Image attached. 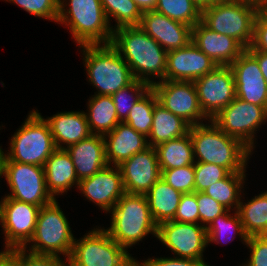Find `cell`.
I'll list each match as a JSON object with an SVG mask.
<instances>
[{
	"instance_id": "cell-1",
	"label": "cell",
	"mask_w": 267,
	"mask_h": 266,
	"mask_svg": "<svg viewBox=\"0 0 267 266\" xmlns=\"http://www.w3.org/2000/svg\"><path fill=\"white\" fill-rule=\"evenodd\" d=\"M111 45L124 57L135 80L150 86L155 83L152 75L159 82L165 80L167 52L139 26L114 29Z\"/></svg>"
},
{
	"instance_id": "cell-2",
	"label": "cell",
	"mask_w": 267,
	"mask_h": 266,
	"mask_svg": "<svg viewBox=\"0 0 267 266\" xmlns=\"http://www.w3.org/2000/svg\"><path fill=\"white\" fill-rule=\"evenodd\" d=\"M211 125L190 126L195 162L212 163L230 173H245L251 150L237 138L228 136L210 120Z\"/></svg>"
},
{
	"instance_id": "cell-3",
	"label": "cell",
	"mask_w": 267,
	"mask_h": 266,
	"mask_svg": "<svg viewBox=\"0 0 267 266\" xmlns=\"http://www.w3.org/2000/svg\"><path fill=\"white\" fill-rule=\"evenodd\" d=\"M110 212L111 226L104 230L126 251L149 233L157 237L146 195L125 193Z\"/></svg>"
},
{
	"instance_id": "cell-4",
	"label": "cell",
	"mask_w": 267,
	"mask_h": 266,
	"mask_svg": "<svg viewBox=\"0 0 267 266\" xmlns=\"http://www.w3.org/2000/svg\"><path fill=\"white\" fill-rule=\"evenodd\" d=\"M65 1L59 0L57 23L69 26L77 44H111L114 28L110 27L100 0ZM66 5L69 9L65 8Z\"/></svg>"
},
{
	"instance_id": "cell-5",
	"label": "cell",
	"mask_w": 267,
	"mask_h": 266,
	"mask_svg": "<svg viewBox=\"0 0 267 266\" xmlns=\"http://www.w3.org/2000/svg\"><path fill=\"white\" fill-rule=\"evenodd\" d=\"M84 63L95 95L111 96L135 79L130 67L111 44L82 45Z\"/></svg>"
},
{
	"instance_id": "cell-6",
	"label": "cell",
	"mask_w": 267,
	"mask_h": 266,
	"mask_svg": "<svg viewBox=\"0 0 267 266\" xmlns=\"http://www.w3.org/2000/svg\"><path fill=\"white\" fill-rule=\"evenodd\" d=\"M10 151L0 147V161H15L44 167L46 160L57 149L48 122L33 110L24 124L14 133Z\"/></svg>"
},
{
	"instance_id": "cell-7",
	"label": "cell",
	"mask_w": 267,
	"mask_h": 266,
	"mask_svg": "<svg viewBox=\"0 0 267 266\" xmlns=\"http://www.w3.org/2000/svg\"><path fill=\"white\" fill-rule=\"evenodd\" d=\"M257 14L255 0H221L202 9L201 21L209 29L235 38L247 49L252 43Z\"/></svg>"
},
{
	"instance_id": "cell-8",
	"label": "cell",
	"mask_w": 267,
	"mask_h": 266,
	"mask_svg": "<svg viewBox=\"0 0 267 266\" xmlns=\"http://www.w3.org/2000/svg\"><path fill=\"white\" fill-rule=\"evenodd\" d=\"M31 242L34 244L27 250L30 253L58 257L63 254L66 261L70 257L74 236L56 199L41 207Z\"/></svg>"
},
{
	"instance_id": "cell-9",
	"label": "cell",
	"mask_w": 267,
	"mask_h": 266,
	"mask_svg": "<svg viewBox=\"0 0 267 266\" xmlns=\"http://www.w3.org/2000/svg\"><path fill=\"white\" fill-rule=\"evenodd\" d=\"M133 257L102 228L76 241L66 262L70 266H125Z\"/></svg>"
},
{
	"instance_id": "cell-10",
	"label": "cell",
	"mask_w": 267,
	"mask_h": 266,
	"mask_svg": "<svg viewBox=\"0 0 267 266\" xmlns=\"http://www.w3.org/2000/svg\"><path fill=\"white\" fill-rule=\"evenodd\" d=\"M0 166L12 193L7 197L39 207L54 200L46 187L44 167L15 161H0Z\"/></svg>"
},
{
	"instance_id": "cell-11",
	"label": "cell",
	"mask_w": 267,
	"mask_h": 266,
	"mask_svg": "<svg viewBox=\"0 0 267 266\" xmlns=\"http://www.w3.org/2000/svg\"><path fill=\"white\" fill-rule=\"evenodd\" d=\"M267 121V106H258L235 98L213 119L228 136L237 138L251 151L254 148V134Z\"/></svg>"
},
{
	"instance_id": "cell-12",
	"label": "cell",
	"mask_w": 267,
	"mask_h": 266,
	"mask_svg": "<svg viewBox=\"0 0 267 266\" xmlns=\"http://www.w3.org/2000/svg\"><path fill=\"white\" fill-rule=\"evenodd\" d=\"M0 224L5 233V250L27 249L32 239L41 207L4 196Z\"/></svg>"
},
{
	"instance_id": "cell-13",
	"label": "cell",
	"mask_w": 267,
	"mask_h": 266,
	"mask_svg": "<svg viewBox=\"0 0 267 266\" xmlns=\"http://www.w3.org/2000/svg\"><path fill=\"white\" fill-rule=\"evenodd\" d=\"M151 88L155 92L160 105L184 119L191 126L203 124L200 121L201 119L208 120L200 107L194 82L155 81Z\"/></svg>"
},
{
	"instance_id": "cell-14",
	"label": "cell",
	"mask_w": 267,
	"mask_h": 266,
	"mask_svg": "<svg viewBox=\"0 0 267 266\" xmlns=\"http://www.w3.org/2000/svg\"><path fill=\"white\" fill-rule=\"evenodd\" d=\"M200 107L212 120L236 98L235 80L230 66H217L194 81Z\"/></svg>"
},
{
	"instance_id": "cell-15",
	"label": "cell",
	"mask_w": 267,
	"mask_h": 266,
	"mask_svg": "<svg viewBox=\"0 0 267 266\" xmlns=\"http://www.w3.org/2000/svg\"><path fill=\"white\" fill-rule=\"evenodd\" d=\"M157 238L178 255L176 257L204 262L202 253L208 245L206 226L166 221L158 225Z\"/></svg>"
},
{
	"instance_id": "cell-16",
	"label": "cell",
	"mask_w": 267,
	"mask_h": 266,
	"mask_svg": "<svg viewBox=\"0 0 267 266\" xmlns=\"http://www.w3.org/2000/svg\"><path fill=\"white\" fill-rule=\"evenodd\" d=\"M119 168L122 173L126 193L146 194L161 178V170L155 147L134 154L124 161Z\"/></svg>"
},
{
	"instance_id": "cell-17",
	"label": "cell",
	"mask_w": 267,
	"mask_h": 266,
	"mask_svg": "<svg viewBox=\"0 0 267 266\" xmlns=\"http://www.w3.org/2000/svg\"><path fill=\"white\" fill-rule=\"evenodd\" d=\"M217 66L191 41L185 47L167 52L165 80L194 82Z\"/></svg>"
},
{
	"instance_id": "cell-18",
	"label": "cell",
	"mask_w": 267,
	"mask_h": 266,
	"mask_svg": "<svg viewBox=\"0 0 267 266\" xmlns=\"http://www.w3.org/2000/svg\"><path fill=\"white\" fill-rule=\"evenodd\" d=\"M232 69L236 97L258 106H267V84L257 59L246 49L234 61Z\"/></svg>"
},
{
	"instance_id": "cell-19",
	"label": "cell",
	"mask_w": 267,
	"mask_h": 266,
	"mask_svg": "<svg viewBox=\"0 0 267 266\" xmlns=\"http://www.w3.org/2000/svg\"><path fill=\"white\" fill-rule=\"evenodd\" d=\"M113 167L105 166L89 178L80 180L77 187L84 197L107 212L126 193L121 170L119 166Z\"/></svg>"
},
{
	"instance_id": "cell-20",
	"label": "cell",
	"mask_w": 267,
	"mask_h": 266,
	"mask_svg": "<svg viewBox=\"0 0 267 266\" xmlns=\"http://www.w3.org/2000/svg\"><path fill=\"white\" fill-rule=\"evenodd\" d=\"M139 27L166 52L185 47L192 41V27L155 10L142 13Z\"/></svg>"
},
{
	"instance_id": "cell-21",
	"label": "cell",
	"mask_w": 267,
	"mask_h": 266,
	"mask_svg": "<svg viewBox=\"0 0 267 266\" xmlns=\"http://www.w3.org/2000/svg\"><path fill=\"white\" fill-rule=\"evenodd\" d=\"M192 42L218 66H230L246 50L235 38L209 29L202 21L192 27Z\"/></svg>"
},
{
	"instance_id": "cell-22",
	"label": "cell",
	"mask_w": 267,
	"mask_h": 266,
	"mask_svg": "<svg viewBox=\"0 0 267 266\" xmlns=\"http://www.w3.org/2000/svg\"><path fill=\"white\" fill-rule=\"evenodd\" d=\"M103 137L108 165L113 163L114 166H119L134 154L149 147L147 137L124 122H120Z\"/></svg>"
},
{
	"instance_id": "cell-23",
	"label": "cell",
	"mask_w": 267,
	"mask_h": 266,
	"mask_svg": "<svg viewBox=\"0 0 267 266\" xmlns=\"http://www.w3.org/2000/svg\"><path fill=\"white\" fill-rule=\"evenodd\" d=\"M70 154L78 180L89 178L108 165L105 140L102 135L91 134L65 148Z\"/></svg>"
},
{
	"instance_id": "cell-24",
	"label": "cell",
	"mask_w": 267,
	"mask_h": 266,
	"mask_svg": "<svg viewBox=\"0 0 267 266\" xmlns=\"http://www.w3.org/2000/svg\"><path fill=\"white\" fill-rule=\"evenodd\" d=\"M45 120L50 126L55 146L59 149H65L91 135L84 111L60 112Z\"/></svg>"
},
{
	"instance_id": "cell-25",
	"label": "cell",
	"mask_w": 267,
	"mask_h": 266,
	"mask_svg": "<svg viewBox=\"0 0 267 266\" xmlns=\"http://www.w3.org/2000/svg\"><path fill=\"white\" fill-rule=\"evenodd\" d=\"M46 187L51 196L67 192L74 184L78 187V177L70 154L66 149L57 148L44 165Z\"/></svg>"
},
{
	"instance_id": "cell-26",
	"label": "cell",
	"mask_w": 267,
	"mask_h": 266,
	"mask_svg": "<svg viewBox=\"0 0 267 266\" xmlns=\"http://www.w3.org/2000/svg\"><path fill=\"white\" fill-rule=\"evenodd\" d=\"M190 124L174 115L157 103L153 110V122L149 133L148 146L156 147L160 143L180 138L189 133ZM152 139V140H151Z\"/></svg>"
},
{
	"instance_id": "cell-27",
	"label": "cell",
	"mask_w": 267,
	"mask_h": 266,
	"mask_svg": "<svg viewBox=\"0 0 267 266\" xmlns=\"http://www.w3.org/2000/svg\"><path fill=\"white\" fill-rule=\"evenodd\" d=\"M145 195L152 218L159 225L174 219L183 194L160 178Z\"/></svg>"
},
{
	"instance_id": "cell-28",
	"label": "cell",
	"mask_w": 267,
	"mask_h": 266,
	"mask_svg": "<svg viewBox=\"0 0 267 266\" xmlns=\"http://www.w3.org/2000/svg\"><path fill=\"white\" fill-rule=\"evenodd\" d=\"M160 170L189 166L195 163L190 133L155 147Z\"/></svg>"
},
{
	"instance_id": "cell-29",
	"label": "cell",
	"mask_w": 267,
	"mask_h": 266,
	"mask_svg": "<svg viewBox=\"0 0 267 266\" xmlns=\"http://www.w3.org/2000/svg\"><path fill=\"white\" fill-rule=\"evenodd\" d=\"M85 113L91 134L102 135L111 132L119 123L116 107L111 96L93 95Z\"/></svg>"
},
{
	"instance_id": "cell-30",
	"label": "cell",
	"mask_w": 267,
	"mask_h": 266,
	"mask_svg": "<svg viewBox=\"0 0 267 266\" xmlns=\"http://www.w3.org/2000/svg\"><path fill=\"white\" fill-rule=\"evenodd\" d=\"M237 212L248 237L265 235L267 232V191L255 196L247 203L240 201Z\"/></svg>"
},
{
	"instance_id": "cell-31",
	"label": "cell",
	"mask_w": 267,
	"mask_h": 266,
	"mask_svg": "<svg viewBox=\"0 0 267 266\" xmlns=\"http://www.w3.org/2000/svg\"><path fill=\"white\" fill-rule=\"evenodd\" d=\"M245 173H229L224 179L217 181L208 187L204 193L216 200L228 210L237 211L241 201V189L244 185ZM233 205L235 207H233ZM232 207V208H231Z\"/></svg>"
},
{
	"instance_id": "cell-32",
	"label": "cell",
	"mask_w": 267,
	"mask_h": 266,
	"mask_svg": "<svg viewBox=\"0 0 267 266\" xmlns=\"http://www.w3.org/2000/svg\"><path fill=\"white\" fill-rule=\"evenodd\" d=\"M155 11L190 27L199 23L202 15L193 0H158Z\"/></svg>"
},
{
	"instance_id": "cell-33",
	"label": "cell",
	"mask_w": 267,
	"mask_h": 266,
	"mask_svg": "<svg viewBox=\"0 0 267 266\" xmlns=\"http://www.w3.org/2000/svg\"><path fill=\"white\" fill-rule=\"evenodd\" d=\"M157 103V96L150 88L130 110L124 123L148 137L153 122V110Z\"/></svg>"
},
{
	"instance_id": "cell-34",
	"label": "cell",
	"mask_w": 267,
	"mask_h": 266,
	"mask_svg": "<svg viewBox=\"0 0 267 266\" xmlns=\"http://www.w3.org/2000/svg\"><path fill=\"white\" fill-rule=\"evenodd\" d=\"M100 1L108 22L110 21V16L116 19L115 29L140 25L142 12L133 0Z\"/></svg>"
},
{
	"instance_id": "cell-35",
	"label": "cell",
	"mask_w": 267,
	"mask_h": 266,
	"mask_svg": "<svg viewBox=\"0 0 267 266\" xmlns=\"http://www.w3.org/2000/svg\"><path fill=\"white\" fill-rule=\"evenodd\" d=\"M150 88L151 86L148 83L134 80L127 87L111 95L120 122H124L127 119L130 110ZM128 93L131 94L129 95Z\"/></svg>"
},
{
	"instance_id": "cell-36",
	"label": "cell",
	"mask_w": 267,
	"mask_h": 266,
	"mask_svg": "<svg viewBox=\"0 0 267 266\" xmlns=\"http://www.w3.org/2000/svg\"><path fill=\"white\" fill-rule=\"evenodd\" d=\"M229 211L230 210H227L224 214L219 215L206 227L208 244L210 242L219 244L220 239H222L221 237H223L224 234L228 235L230 231L239 234L241 240L245 243L247 242L248 236L244 232L238 212L235 211L234 216H232L228 214Z\"/></svg>"
},
{
	"instance_id": "cell-37",
	"label": "cell",
	"mask_w": 267,
	"mask_h": 266,
	"mask_svg": "<svg viewBox=\"0 0 267 266\" xmlns=\"http://www.w3.org/2000/svg\"><path fill=\"white\" fill-rule=\"evenodd\" d=\"M161 178L182 194L195 192V170L194 164L161 170Z\"/></svg>"
},
{
	"instance_id": "cell-38",
	"label": "cell",
	"mask_w": 267,
	"mask_h": 266,
	"mask_svg": "<svg viewBox=\"0 0 267 266\" xmlns=\"http://www.w3.org/2000/svg\"><path fill=\"white\" fill-rule=\"evenodd\" d=\"M195 192H204L217 181L224 179L230 172L212 163L195 162Z\"/></svg>"
},
{
	"instance_id": "cell-39",
	"label": "cell",
	"mask_w": 267,
	"mask_h": 266,
	"mask_svg": "<svg viewBox=\"0 0 267 266\" xmlns=\"http://www.w3.org/2000/svg\"><path fill=\"white\" fill-rule=\"evenodd\" d=\"M20 6L26 12L37 17L57 22L59 0H6Z\"/></svg>"
},
{
	"instance_id": "cell-40",
	"label": "cell",
	"mask_w": 267,
	"mask_h": 266,
	"mask_svg": "<svg viewBox=\"0 0 267 266\" xmlns=\"http://www.w3.org/2000/svg\"><path fill=\"white\" fill-rule=\"evenodd\" d=\"M196 201L200 224L203 223V226L206 225V227L219 215L224 214L228 210L204 192H196Z\"/></svg>"
},
{
	"instance_id": "cell-41",
	"label": "cell",
	"mask_w": 267,
	"mask_h": 266,
	"mask_svg": "<svg viewBox=\"0 0 267 266\" xmlns=\"http://www.w3.org/2000/svg\"><path fill=\"white\" fill-rule=\"evenodd\" d=\"M173 221L197 224V221H199V211L196 192L182 195Z\"/></svg>"
},
{
	"instance_id": "cell-42",
	"label": "cell",
	"mask_w": 267,
	"mask_h": 266,
	"mask_svg": "<svg viewBox=\"0 0 267 266\" xmlns=\"http://www.w3.org/2000/svg\"><path fill=\"white\" fill-rule=\"evenodd\" d=\"M251 250L250 259L243 266H267V237L250 236L245 243Z\"/></svg>"
},
{
	"instance_id": "cell-43",
	"label": "cell",
	"mask_w": 267,
	"mask_h": 266,
	"mask_svg": "<svg viewBox=\"0 0 267 266\" xmlns=\"http://www.w3.org/2000/svg\"><path fill=\"white\" fill-rule=\"evenodd\" d=\"M27 253L26 249L19 248V266H64L66 263L58 256Z\"/></svg>"
},
{
	"instance_id": "cell-44",
	"label": "cell",
	"mask_w": 267,
	"mask_h": 266,
	"mask_svg": "<svg viewBox=\"0 0 267 266\" xmlns=\"http://www.w3.org/2000/svg\"><path fill=\"white\" fill-rule=\"evenodd\" d=\"M247 50L267 53V22L259 14L255 17L252 43Z\"/></svg>"
},
{
	"instance_id": "cell-45",
	"label": "cell",
	"mask_w": 267,
	"mask_h": 266,
	"mask_svg": "<svg viewBox=\"0 0 267 266\" xmlns=\"http://www.w3.org/2000/svg\"><path fill=\"white\" fill-rule=\"evenodd\" d=\"M141 266H210L205 262L190 258H148L141 263Z\"/></svg>"
},
{
	"instance_id": "cell-46",
	"label": "cell",
	"mask_w": 267,
	"mask_h": 266,
	"mask_svg": "<svg viewBox=\"0 0 267 266\" xmlns=\"http://www.w3.org/2000/svg\"><path fill=\"white\" fill-rule=\"evenodd\" d=\"M0 266H19V248L0 252Z\"/></svg>"
},
{
	"instance_id": "cell-47",
	"label": "cell",
	"mask_w": 267,
	"mask_h": 266,
	"mask_svg": "<svg viewBox=\"0 0 267 266\" xmlns=\"http://www.w3.org/2000/svg\"><path fill=\"white\" fill-rule=\"evenodd\" d=\"M258 61L259 68L267 84V53L256 50H248Z\"/></svg>"
},
{
	"instance_id": "cell-48",
	"label": "cell",
	"mask_w": 267,
	"mask_h": 266,
	"mask_svg": "<svg viewBox=\"0 0 267 266\" xmlns=\"http://www.w3.org/2000/svg\"><path fill=\"white\" fill-rule=\"evenodd\" d=\"M141 12L155 10L158 0H133Z\"/></svg>"
},
{
	"instance_id": "cell-49",
	"label": "cell",
	"mask_w": 267,
	"mask_h": 266,
	"mask_svg": "<svg viewBox=\"0 0 267 266\" xmlns=\"http://www.w3.org/2000/svg\"><path fill=\"white\" fill-rule=\"evenodd\" d=\"M258 14L267 22V0H258Z\"/></svg>"
},
{
	"instance_id": "cell-50",
	"label": "cell",
	"mask_w": 267,
	"mask_h": 266,
	"mask_svg": "<svg viewBox=\"0 0 267 266\" xmlns=\"http://www.w3.org/2000/svg\"><path fill=\"white\" fill-rule=\"evenodd\" d=\"M197 6L202 10L208 6H211L221 0H193Z\"/></svg>"
},
{
	"instance_id": "cell-51",
	"label": "cell",
	"mask_w": 267,
	"mask_h": 266,
	"mask_svg": "<svg viewBox=\"0 0 267 266\" xmlns=\"http://www.w3.org/2000/svg\"><path fill=\"white\" fill-rule=\"evenodd\" d=\"M125 266H141V263L132 258Z\"/></svg>"
},
{
	"instance_id": "cell-52",
	"label": "cell",
	"mask_w": 267,
	"mask_h": 266,
	"mask_svg": "<svg viewBox=\"0 0 267 266\" xmlns=\"http://www.w3.org/2000/svg\"><path fill=\"white\" fill-rule=\"evenodd\" d=\"M1 176H2V169H1V166H0V177H1ZM2 203H3V201L1 200V201H0V212H1Z\"/></svg>"
}]
</instances>
